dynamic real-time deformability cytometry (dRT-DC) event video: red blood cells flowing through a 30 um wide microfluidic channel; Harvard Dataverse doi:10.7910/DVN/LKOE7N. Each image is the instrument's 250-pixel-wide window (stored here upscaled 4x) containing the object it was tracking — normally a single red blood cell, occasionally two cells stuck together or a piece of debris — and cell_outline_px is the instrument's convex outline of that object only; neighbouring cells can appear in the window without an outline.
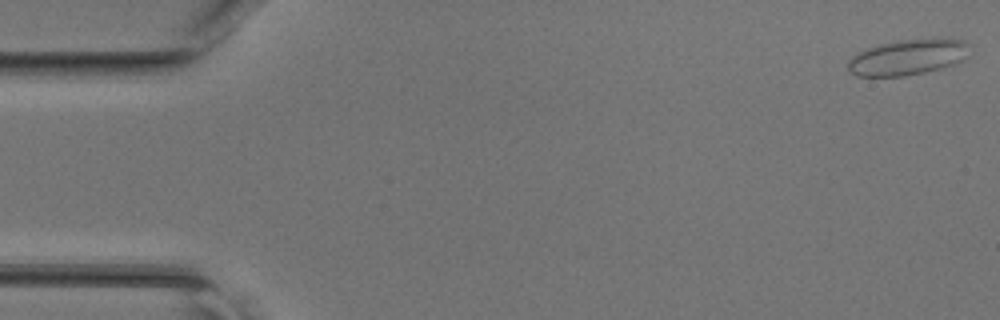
{"species": "common noctule bat (a hibernating species)", "species_latin": "Nyctalus noctula", "temperature_condition": "room temperature", "stored_images_in_passage": 46, "camera_frame_rate_fps": 3000, "um_per_image_px": 0.085, "animal": {"sex": "female", "body_mass_g": 17.0, "forearm_length_mm": 48.0}, "frame": {"image": 1, "passage_image": 1, "time_ms": 0.0, "image_size_px": [1000, 320], "cell_outline_px": [[972, 44], [968, 56], [964, 60], [940, 68], [924, 72], [904, 76], [856, 76], [848, 72], [848, 60], [852, 56], [868, 48], [880, 44], [896, 40], [964, 40]], "centroid_in_image_um": [77.16, 4.88], "position_along_channel_um": 7.8, "area_um2": 25.03}}
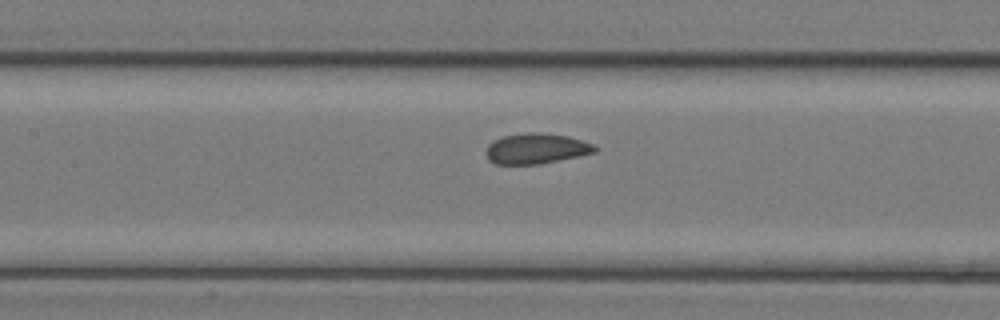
{"frame": {"image": 2, "passage_image": 21, "time_ms": 6.667, "image_size_px": [1000, 320], "cell_outline_px": [[600, 148], [596, 152], [540, 164], [496, 164], [488, 160], [488, 144], [492, 140], [504, 136], [528, 132], [540, 132], [568, 136], [592, 144]], "centroid_in_image_um": [45.59, 12.62], "position_along_channel_um": 161.8, "area_um2": 19.19}}
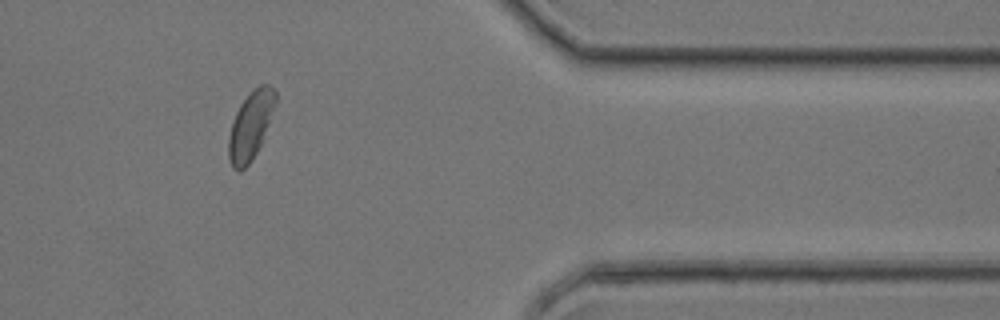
{"frame": {"image": 3, "passage_image": 38, "time_ms": 12.333, "image_size_px": [1000, 320], "cell_outline_px": [[276, 100], [268, 124], [260, 144], [256, 152], [248, 164], [240, 172], [236, 172], [232, 168], [228, 160], [228, 136], [236, 112], [240, 104], [260, 84], [268, 84], [276, 92]], "centroid_in_image_um": [21.26, 10.72], "position_along_channel_um": 390.1, "area_um2": 18.15}}